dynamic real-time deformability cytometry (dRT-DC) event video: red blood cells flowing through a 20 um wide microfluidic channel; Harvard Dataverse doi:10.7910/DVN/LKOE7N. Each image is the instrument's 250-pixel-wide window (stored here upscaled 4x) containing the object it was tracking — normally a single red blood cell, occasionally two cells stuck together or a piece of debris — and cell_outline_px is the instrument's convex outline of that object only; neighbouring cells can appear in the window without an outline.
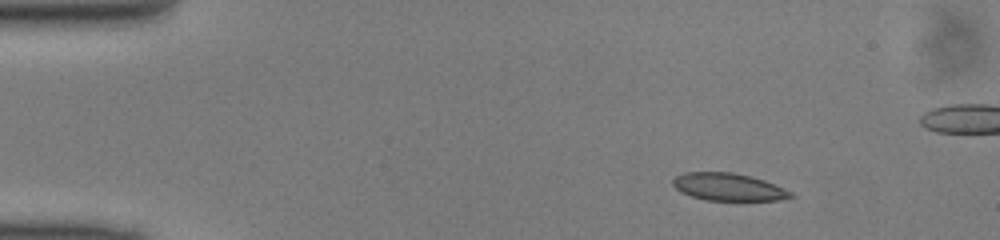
{"species": "common noctule bat (a hibernating species)", "species_latin": "Nyctalus noctula", "temperature_condition": "cold", "stored_images_in_passage": 44, "segment_of_instrument_passage": [1, 2], "camera_frame_rate_fps": 3000, "um_per_image_px": 0.085, "animal": {"sex": "male", "body_mass_g": 13.0, "forearm_length_mm": 53.1}, "frame": {"image": 1, "passage_image": 1, "time_ms": 0.0, "image_size_px": [1000, 240], "cell_outline_px": [[796, 196], [776, 200], [704, 200], [680, 192], [672, 184], [672, 180], [676, 176], [684, 172], [732, 172], [752, 176], [764, 180], [784, 188], [792, 192]], "centroid_in_image_um": [61.9, 15.88], "position_along_channel_um": 23.1, "area_um2": 18.9}}
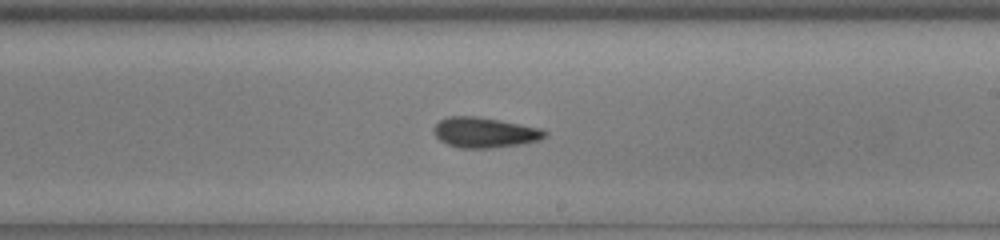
{"frame": {"image": 2, "passage_image": 23, "time_ms": 7.333, "image_size_px": [1000, 240], "cell_outline_px": [[548, 136], [540, 140], [520, 144], [492, 148], [460, 148], [448, 144], [440, 140], [436, 136], [432, 128], [440, 120], [448, 116], [476, 116], [500, 120], [544, 128], [548, 132]], "centroid_in_image_um": [41.24, 11.26], "position_along_channel_um": 247.8, "area_um2": 19.83}}
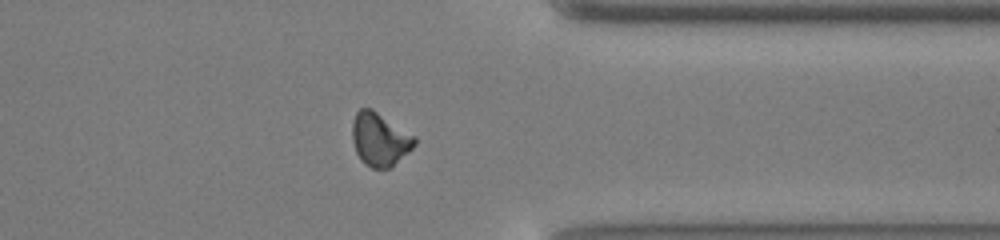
{"frame": {"image": 3, "passage_image": 33, "time_ms": 10.667, "image_size_px": [1000, 240], "cell_outline_px": [[416, 144], [392, 168], [372, 168], [364, 164], [360, 160], [356, 152], [352, 140], [352, 124], [356, 112], [360, 108], [372, 108], [416, 136]], "centroid_in_image_um": [32.28, 11.85], "position_along_channel_um": 379.1, "area_um2": 19.59}}